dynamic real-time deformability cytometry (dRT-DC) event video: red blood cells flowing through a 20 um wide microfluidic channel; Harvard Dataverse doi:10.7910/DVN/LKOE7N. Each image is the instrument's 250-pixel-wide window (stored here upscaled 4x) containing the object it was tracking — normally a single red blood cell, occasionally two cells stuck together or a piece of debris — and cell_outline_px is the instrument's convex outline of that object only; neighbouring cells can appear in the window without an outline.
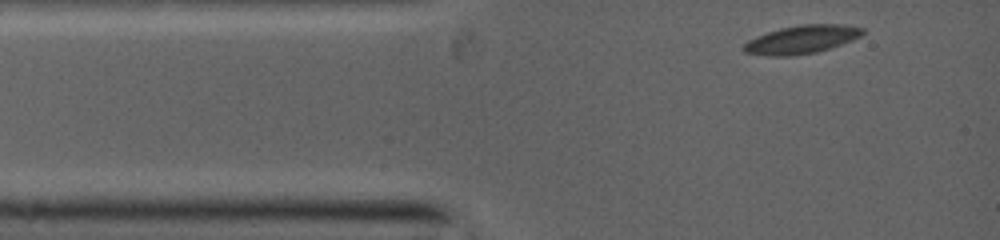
{"species": "common noctule bat (a hibernating species)", "species_latin": "Nyctalus noctula", "temperature_condition": "warm", "stored_images_in_passage": 26, "camera_frame_rate_fps": 5000, "um_per_image_px": 0.085, "animal": {"sex": "female", "body_mass_g": 19.0, "forearm_length_mm": 53.3}, "frame": {"image": 1, "passage_image": 1, "time_ms": 0.0, "image_size_px": [1000, 240], "cell_outline_px": [[864, 32], [860, 36], [840, 44], [816, 52], [784, 56], [776, 56], [744, 52], [744, 44], [748, 40], [768, 32], [784, 28], [804, 24], [836, 24], [864, 28]], "centroid_in_image_um": [68.14, 3.35], "position_along_channel_um": 16.9, "area_um2": 18.84}}
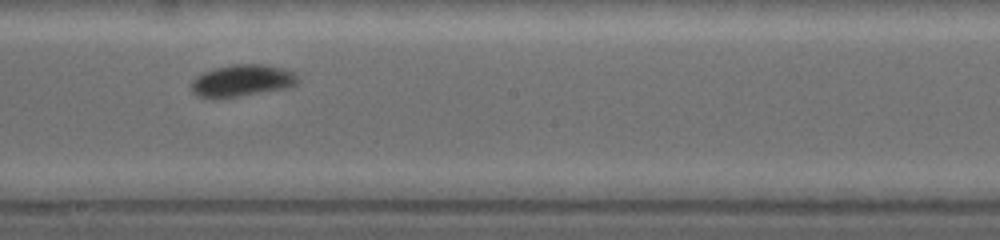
{"frame": {"image": 2, "passage_image": 15, "time_ms": 5.6, "image_size_px": [1000, 240], "cell_outline_px": [[296, 84], [280, 88], [236, 96], [200, 96], [192, 88], [192, 80], [204, 72], [236, 64], [260, 64], [284, 68], [292, 72], [296, 76]], "centroid_in_image_um": [20.59, 6.81], "position_along_channel_um": 227.6, "area_um2": 18.44}}
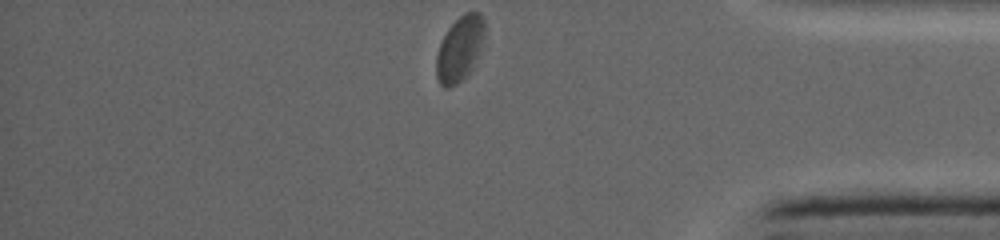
{"frame": {"image": 3, "passage_image": 26, "time_ms": 10.0, "image_size_px": [1000, 240], "cell_outline_px": [[484, 32], [472, 64], [468, 72], [456, 84], [448, 88], [444, 88], [440, 84], [436, 76], [436, 56], [440, 44], [448, 28], [464, 12], [480, 12], [484, 16]], "centroid_in_image_um": [39.03, 4.11], "position_along_channel_um": 396.2, "area_um2": 17.57}}